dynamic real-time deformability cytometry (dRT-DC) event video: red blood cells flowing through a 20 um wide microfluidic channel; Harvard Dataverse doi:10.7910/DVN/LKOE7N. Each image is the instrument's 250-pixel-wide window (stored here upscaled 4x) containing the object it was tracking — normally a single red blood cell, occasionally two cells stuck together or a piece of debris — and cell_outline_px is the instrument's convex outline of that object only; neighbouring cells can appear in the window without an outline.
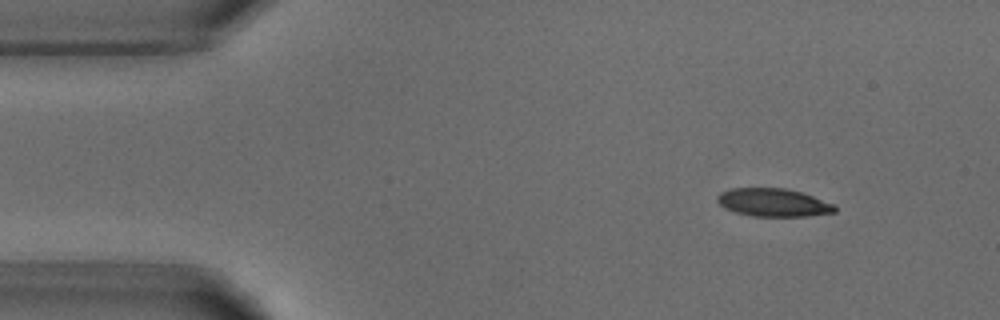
{"species": "common noctule bat (a hibernating species)", "species_latin": "Nyctalus noctula", "temperature_condition": "warm", "stored_images_in_passage": 3, "camera_frame_rate_fps": 3000, "um_per_image_px": 0.085, "animal": {"sex": "male", "body_mass_g": 18.8}, "frame": {"image": 1, "passage_image": 1, "time_ms": 0.0, "image_size_px": [1000, 320], "cell_outline_px": [[836, 212], [808, 216], [752, 216], [736, 212], [724, 208], [716, 200], [716, 196], [720, 192], [728, 188], [788, 188], [836, 204]], "centroid_in_image_um": [65.72, 17.21], "position_along_channel_um": 19.3, "area_um2": 19.36}}